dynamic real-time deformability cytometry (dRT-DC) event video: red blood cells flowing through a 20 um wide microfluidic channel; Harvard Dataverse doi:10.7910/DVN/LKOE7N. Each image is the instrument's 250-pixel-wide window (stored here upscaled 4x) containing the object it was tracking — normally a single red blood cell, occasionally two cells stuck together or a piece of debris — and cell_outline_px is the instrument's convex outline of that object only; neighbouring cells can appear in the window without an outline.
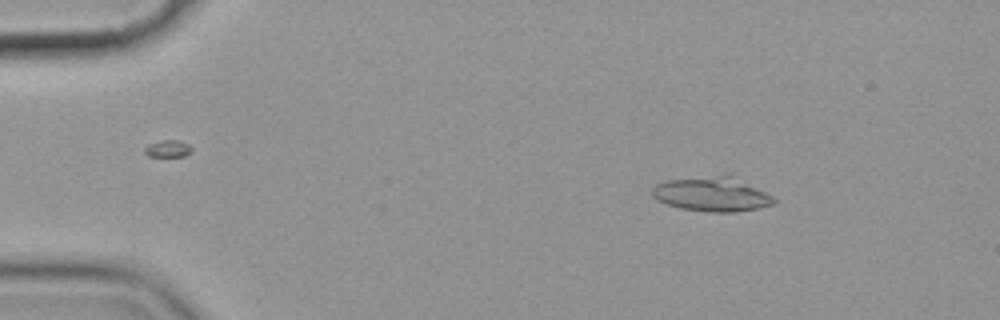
{"species": "common noctule bat (a hibernating species)", "species_latin": "Nyctalus noctula", "temperature_condition": "cold", "stored_images_in_passage": 14, "camera_frame_rate_fps": 3000, "um_per_image_px": 0.085, "animal": {"sex": "female", "body_mass_g": 19.9}, "frame": {"image": 1, "passage_image": 2, "time_ms": 1.0, "image_size_px": [1000, 320], "cell_outline_px": [[776, 200], [772, 204], [756, 208], [736, 212], [708, 212], [680, 208], [656, 200], [652, 196], [652, 188], [656, 184], [668, 180], [728, 172], [732, 172], [772, 196]], "centroid_in_image_um": [60.53, 16.45], "position_along_channel_um": 24.5, "area_um2": 25.14}}
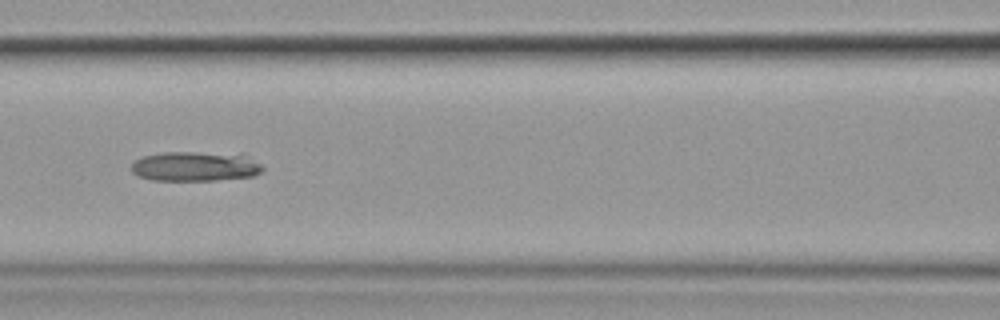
{"frame": {"image": 2, "passage_image": 6, "time_ms": 6.667, "image_size_px": [1000, 320], "cell_outline_px": [[264, 168], [260, 172], [252, 176], [216, 180], [152, 180], [136, 176], [132, 172], [132, 164], [140, 156], [164, 152], [244, 152], [260, 164]], "centroid_in_image_um": [16.63, 14.11], "position_along_channel_um": 150.0, "area_um2": 23.24}}
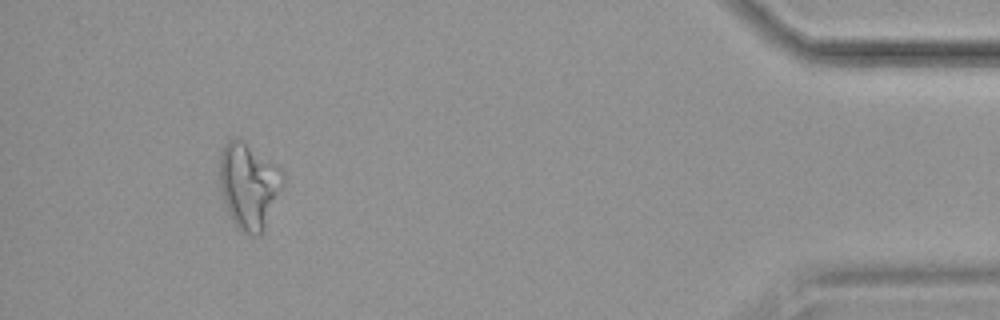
{"frame": {"image": 3, "passage_image": 13, "time_ms": 15.667, "image_size_px": [1000, 320], "cell_outline_px": [[284, 184], [264, 228], [256, 236], [252, 236], [240, 232], [232, 220], [228, 212], [220, 188], [220, 156], [224, 144], [228, 140], [236, 136], [280, 168], [284, 172]], "centroid_in_image_um": [21.14, 15.78], "position_along_channel_um": 414.1, "area_um2": 31.5}, "authors_computed_cell_mechanics": {"area_um2": 24.6517, "velocity_mm_per_s": 3.5934, "shape_relaxation_time_tau1_ms": null, "shape_relaxation_time_tau2_ms": 4.7579, "deformation_change_tau1": null, "deformation_change_tau2": 0.0743}}